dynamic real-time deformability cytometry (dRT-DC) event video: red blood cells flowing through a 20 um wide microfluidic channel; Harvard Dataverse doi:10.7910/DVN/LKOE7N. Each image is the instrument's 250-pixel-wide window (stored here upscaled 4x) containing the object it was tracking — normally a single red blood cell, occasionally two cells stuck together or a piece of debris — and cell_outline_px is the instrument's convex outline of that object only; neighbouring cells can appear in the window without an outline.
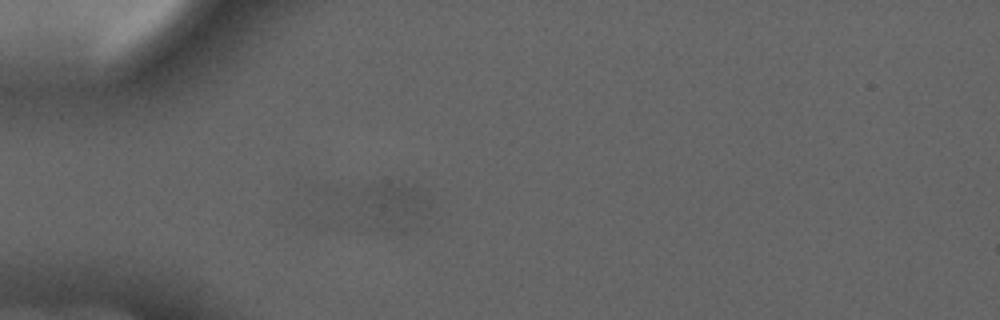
{"species": "common noctule bat (a hibernating species)", "species_latin": "Nyctalus noctula", "temperature_condition": "cold", "stored_images_in_passage": 5, "camera_frame_rate_fps": 3000, "um_per_image_px": 0.085, "animal": {"sex": "male", "forearm_length_mm": 52.5}, "frame": {"image": 1, "passage_image": 5, "time_ms": 4.667, "image_size_px": [1000, 320], "cell_outline_px": [[432, 204], [416, 224], [404, 232], [384, 232], [368, 228], [360, 192], [368, 188], [392, 184], [404, 184], [420, 188]], "centroid_in_image_um": [33.49, 17.6], "position_along_channel_um": 51.5, "area_um2": 19.07}}